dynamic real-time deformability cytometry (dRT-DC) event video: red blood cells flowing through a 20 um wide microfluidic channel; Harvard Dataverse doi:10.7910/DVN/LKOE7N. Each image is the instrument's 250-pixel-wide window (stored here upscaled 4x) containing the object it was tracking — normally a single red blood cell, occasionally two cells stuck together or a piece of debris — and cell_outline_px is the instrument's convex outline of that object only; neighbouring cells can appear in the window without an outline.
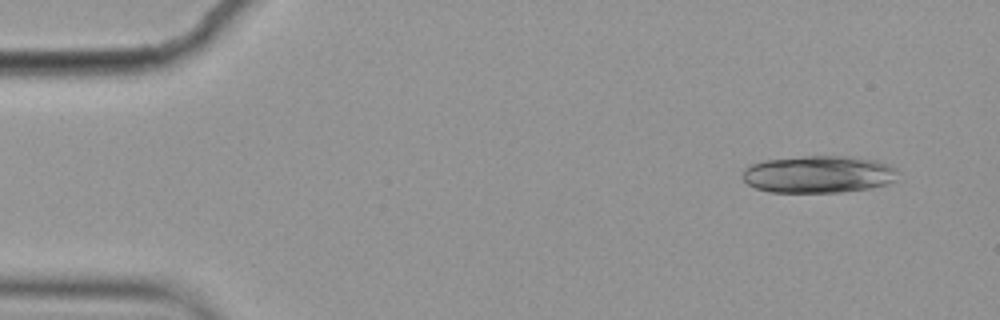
{"species": "common noctule bat (a hibernating species)", "species_latin": "Nyctalus noctula", "temperature_condition": "cold", "stored_images_in_passage": 5, "camera_frame_rate_fps": 3000, "um_per_image_px": 0.085, "animal": {"sex": "female", "body_mass_g": 19.9}, "frame": {"image": 1, "passage_image": 1, "time_ms": 0.0, "image_size_px": [1000, 320], "cell_outline_px": [[896, 180], [888, 184], [872, 188], [840, 192], [768, 192], [756, 188], [748, 184], [744, 180], [744, 168], [752, 164], [764, 160], [804, 156], [844, 156], [876, 160], [892, 164], [896, 168]], "centroid_in_image_um": [69.61, 14.81], "position_along_channel_um": 15.4, "area_um2": 33.87}}